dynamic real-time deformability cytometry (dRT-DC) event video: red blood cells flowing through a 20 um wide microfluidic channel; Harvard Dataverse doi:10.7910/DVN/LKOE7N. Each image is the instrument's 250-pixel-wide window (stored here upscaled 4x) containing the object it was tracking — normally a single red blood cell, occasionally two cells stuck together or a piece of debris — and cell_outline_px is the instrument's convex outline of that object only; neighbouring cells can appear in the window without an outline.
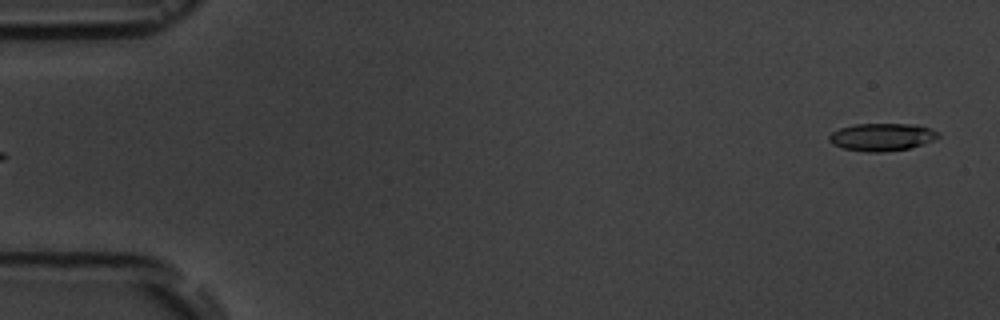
{"species": "common noctule bat (a hibernating species)", "species_latin": "Nyctalus noctula", "temperature_condition": "room temperature", "stored_images_in_passage": 6, "segment_of_instrument_passage": [2, 2], "camera_frame_rate_fps": 3000, "um_per_image_px": 0.085, "animal": {"sex": "male", "body_mass_g": 19.5, "forearm_length_mm": 54.6}, "frame": {"image": 1, "passage_image": 6, "time_ms": 6.0, "image_size_px": [1000, 320], "cell_outline_px": [[940, 136], [932, 140], [908, 148], [884, 152], [868, 152], [840, 148], [832, 144], [828, 140], [828, 136], [832, 132], [840, 128], [856, 124], [912, 124], [928, 128], [940, 132]], "centroid_in_image_um": [74.91, 11.65], "position_along_channel_um": 10.1, "area_um2": 17.46}}